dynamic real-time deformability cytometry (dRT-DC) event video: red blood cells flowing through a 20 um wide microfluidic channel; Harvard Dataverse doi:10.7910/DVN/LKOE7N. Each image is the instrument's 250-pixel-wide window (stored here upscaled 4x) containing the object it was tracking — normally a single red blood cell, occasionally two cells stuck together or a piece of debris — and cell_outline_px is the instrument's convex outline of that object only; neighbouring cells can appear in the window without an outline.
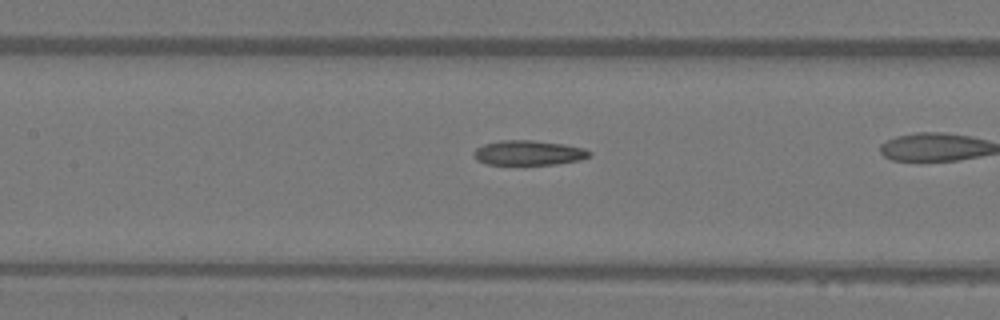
{"species": "Egyptian fruit bat (a non-hibernating species)", "species_latin": "Rousettus aegyptiacus", "temperature_condition": "warm", "stored_images_in_passage": 29, "camera_frame_rate_fps": 3000, "um_per_image_px": 0.085, "animal": {"sex": "female"}, "frame": {"image": 1, "passage_image": 13, "time_ms": 4.0, "image_size_px": [1000, 320], "cell_outline_px": [[592, 156], [580, 160], [556, 164], [488, 164], [476, 160], [472, 152], [476, 148], [484, 144], [500, 140], [532, 140], [564, 144], [584, 148], [592, 152]], "centroid_in_image_um": [44.94, 12.98], "position_along_channel_um": 162.5, "area_um2": 16.76}}